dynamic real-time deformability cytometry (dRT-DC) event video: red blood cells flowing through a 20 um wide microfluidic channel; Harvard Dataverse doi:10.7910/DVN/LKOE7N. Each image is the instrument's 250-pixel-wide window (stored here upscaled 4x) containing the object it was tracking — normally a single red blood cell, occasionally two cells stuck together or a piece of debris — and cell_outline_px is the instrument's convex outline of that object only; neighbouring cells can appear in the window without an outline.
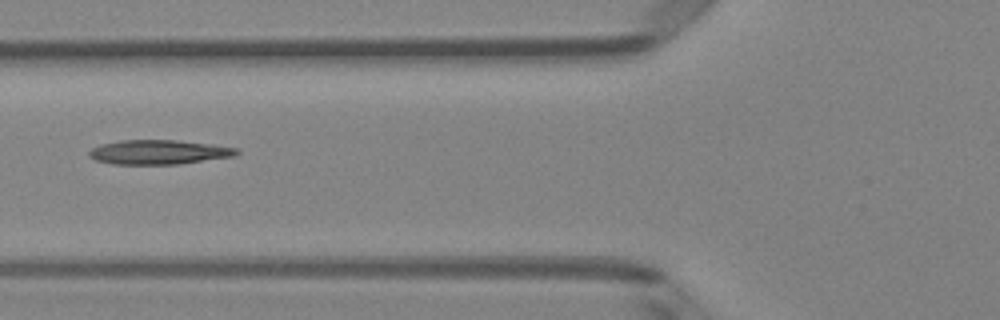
{"species": "Egyptian fruit bat (a non-hibernating species)", "species_latin": "Rousettus aegyptiacus", "temperature_condition": "room temperature", "stored_images_in_passage": 5, "camera_frame_rate_fps": 3000, "um_per_image_px": 0.085, "animal": {"sex": "female"}, "frame": {"image": 1, "passage_image": 5, "time_ms": 1.333, "image_size_px": [1000, 320], "cell_outline_px": [[240, 152], [236, 156], [180, 164], [112, 164], [96, 160], [88, 156], [88, 152], [92, 148], [100, 144], [120, 140], [176, 140], [212, 144], [240, 148]], "centroid_in_image_um": [13.53, 12.93], "position_along_channel_um": 112.3, "area_um2": 21.21}}